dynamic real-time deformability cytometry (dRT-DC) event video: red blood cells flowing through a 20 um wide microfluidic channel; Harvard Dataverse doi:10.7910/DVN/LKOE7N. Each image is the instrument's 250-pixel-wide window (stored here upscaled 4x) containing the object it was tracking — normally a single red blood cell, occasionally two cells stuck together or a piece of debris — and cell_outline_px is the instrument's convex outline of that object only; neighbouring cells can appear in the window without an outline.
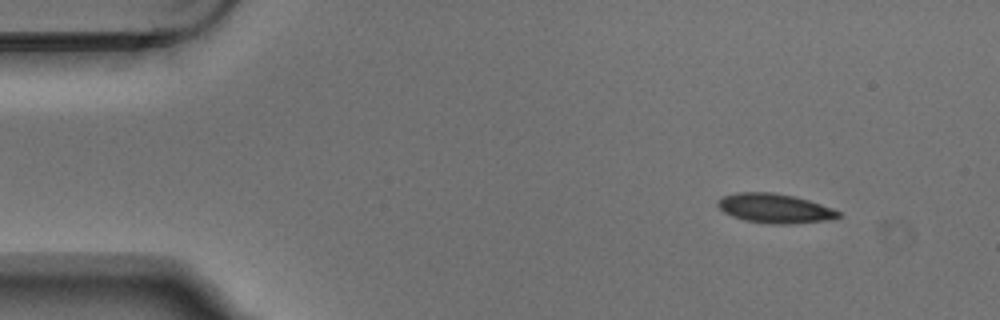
{"species": "Egyptian fruit bat (a non-hibernating species)", "species_latin": "Rousettus aegyptiacus", "temperature_condition": "warm", "stored_images_in_passage": 5, "segment_of_instrument_passage": [2, 2], "camera_frame_rate_fps": 3000, "um_per_image_px": 0.085, "animal": {"sex": "male"}, "frame": {"image": 1, "passage_image": 5, "time_ms": 1.333, "image_size_px": [1000, 320], "cell_outline_px": [[840, 216], [836, 220], [788, 224], [772, 224], [744, 220], [732, 216], [724, 212], [716, 204], [716, 200], [724, 196], [736, 192], [772, 192], [792, 196], [808, 200], [832, 208], [840, 212]], "centroid_in_image_um": [65.86, 17.72], "position_along_channel_um": 19.1, "area_um2": 20.75}}